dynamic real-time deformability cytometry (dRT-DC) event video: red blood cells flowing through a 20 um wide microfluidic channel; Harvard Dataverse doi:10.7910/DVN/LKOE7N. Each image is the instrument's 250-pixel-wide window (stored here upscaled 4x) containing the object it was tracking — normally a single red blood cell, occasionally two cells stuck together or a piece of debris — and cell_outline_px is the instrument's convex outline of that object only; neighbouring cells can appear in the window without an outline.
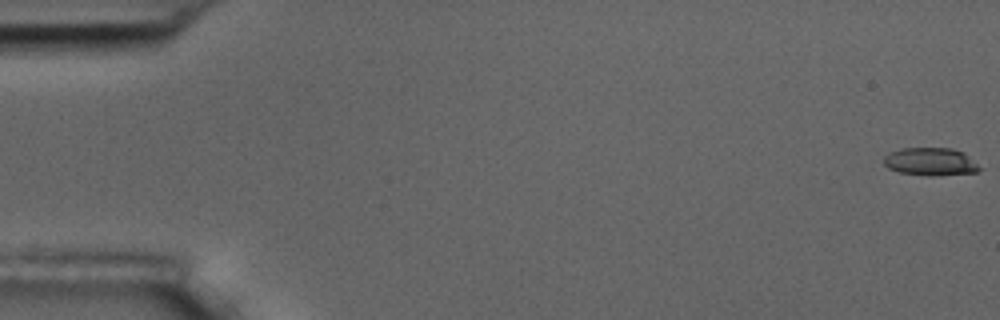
{"species": "common noctule bat (a hibernating species)", "species_latin": "Nyctalus noctula", "temperature_condition": "room temperature", "stored_images_in_passage": 6, "camera_frame_rate_fps": 3000, "um_per_image_px": 0.085, "animal": {"sex": "male", "body_mass_g": 17.5, "forearm_length_mm": 52.3}, "frame": {"image": 1, "passage_image": 1, "time_ms": 0.0, "image_size_px": [1000, 320], "cell_outline_px": [[984, 168], [976, 172], [932, 176], [928, 176], [900, 172], [888, 168], [884, 164], [884, 156], [900, 148], [952, 148], [964, 152]], "centroid_in_image_um": [79.14, 13.74], "position_along_channel_um": 5.9, "area_um2": 15.66}}
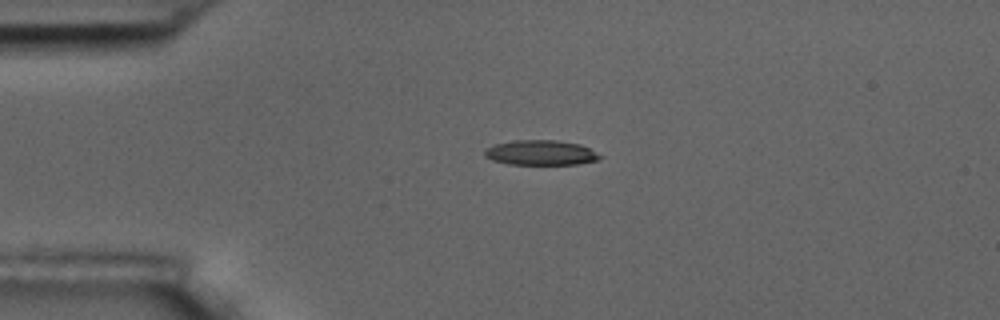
{"frame": {"image": 2, "passage_image": 4, "time_ms": 4.333, "image_size_px": [1000, 320], "cell_outline_px": [[604, 156], [596, 160], [576, 164], [508, 164], [492, 160], [484, 156], [484, 148], [496, 144], [512, 140], [556, 140], [580, 144]], "centroid_in_image_um": [45.93, 12.97], "position_along_channel_um": 39.1, "area_um2": 16.76}}